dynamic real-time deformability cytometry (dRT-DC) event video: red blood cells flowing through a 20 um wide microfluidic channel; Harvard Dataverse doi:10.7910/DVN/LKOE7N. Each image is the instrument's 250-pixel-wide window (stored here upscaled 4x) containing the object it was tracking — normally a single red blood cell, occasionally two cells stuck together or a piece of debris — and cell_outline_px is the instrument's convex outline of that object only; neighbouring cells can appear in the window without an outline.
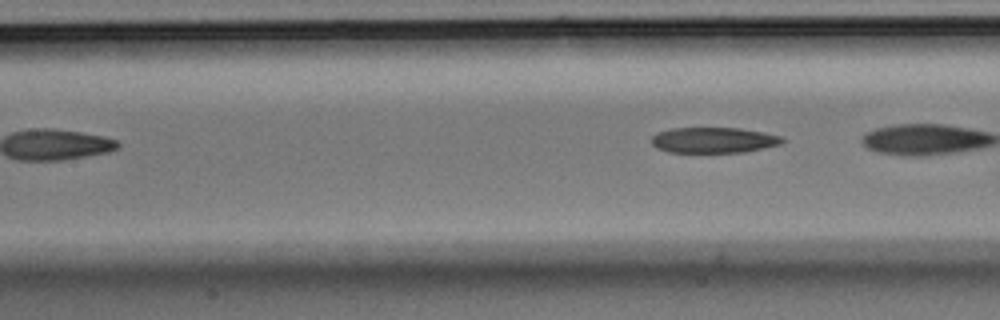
{"species": "Egyptian fruit bat (a non-hibernating species)", "species_latin": "Rousettus aegyptiacus", "temperature_condition": "room temperature", "stored_images_in_passage": 6, "camera_frame_rate_fps": 3000, "um_per_image_px": 0.085, "animal": {"sex": "male"}, "frame": {"image": 1, "passage_image": 6, "time_ms": 1.667, "image_size_px": [1000, 320], "cell_outline_px": [[784, 140], [780, 144], [764, 148], [744, 152], [668, 152], [656, 148], [652, 144], [652, 136], [656, 132], [672, 128], [740, 128], [780, 136]], "centroid_in_image_um": [60.6, 11.91], "position_along_channel_um": 146.8, "area_um2": 19.42}}